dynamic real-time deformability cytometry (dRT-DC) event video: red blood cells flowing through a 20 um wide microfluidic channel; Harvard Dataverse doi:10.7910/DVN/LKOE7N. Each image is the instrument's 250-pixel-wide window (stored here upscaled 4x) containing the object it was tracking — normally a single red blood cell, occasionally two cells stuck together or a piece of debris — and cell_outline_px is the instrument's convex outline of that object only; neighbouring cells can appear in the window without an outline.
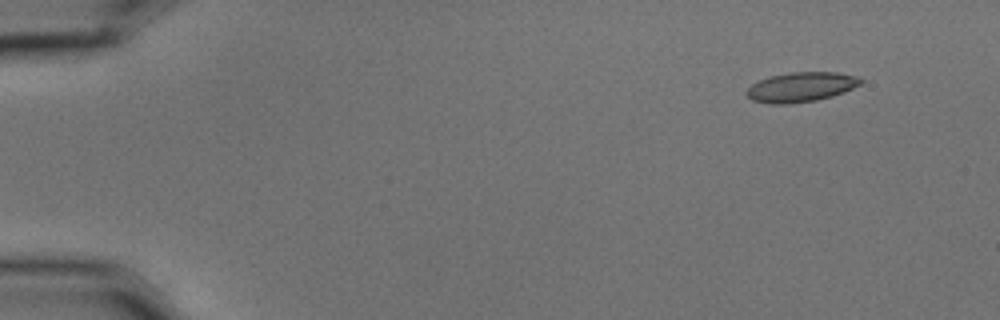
{"species": "common noctule bat (a hibernating species)", "species_latin": "Nyctalus noctula", "temperature_condition": "cold", "stored_images_in_passage": 5, "camera_frame_rate_fps": 3000, "um_per_image_px": 0.085, "animal": {"sex": "male", "body_mass_g": 15.6}, "frame": {"image": 1, "passage_image": 1, "time_ms": 0.0, "image_size_px": [1000, 320], "cell_outline_px": [[864, 80], [860, 84], [844, 92], [832, 96], [816, 100], [784, 104], [772, 104], [752, 100], [744, 92], [752, 84], [760, 80], [772, 76], [788, 72], [836, 72], [860, 76]], "centroid_in_image_um": [68.11, 7.39], "position_along_channel_um": 16.9, "area_um2": 19.71}}
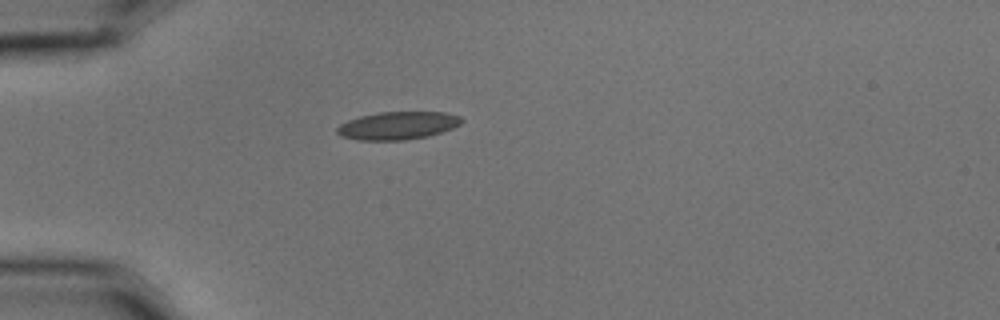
{"frame": {"image": 2, "passage_image": 4, "time_ms": 1.0, "image_size_px": [1000, 320], "cell_outline_px": [[464, 120], [460, 124], [452, 128], [428, 136], [404, 140], [360, 140], [340, 136], [336, 132], [336, 128], [340, 124], [348, 120], [360, 116], [380, 112], [444, 112], [460, 116]], "centroid_in_image_um": [33.8, 10.67], "position_along_channel_um": 51.2, "area_um2": 20.17}}